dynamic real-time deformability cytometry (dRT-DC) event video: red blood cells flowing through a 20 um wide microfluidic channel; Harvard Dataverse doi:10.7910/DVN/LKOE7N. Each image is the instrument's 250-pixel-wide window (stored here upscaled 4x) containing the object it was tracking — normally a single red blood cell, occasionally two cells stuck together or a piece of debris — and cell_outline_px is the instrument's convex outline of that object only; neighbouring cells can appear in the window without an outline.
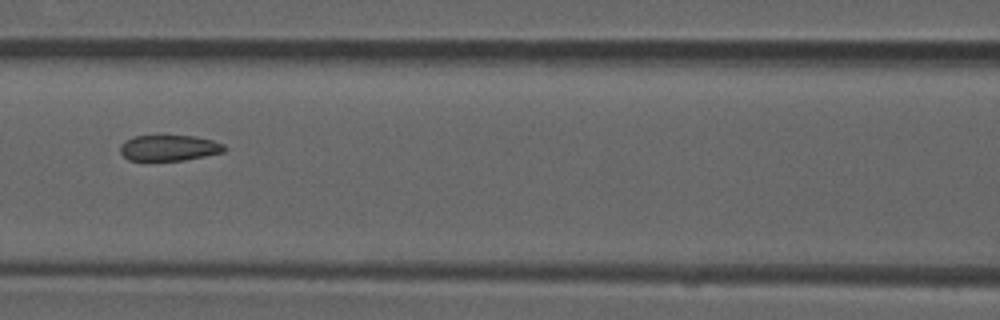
{"species": "common noctule bat (a hibernating species)", "species_latin": "Nyctalus noctula", "temperature_condition": "room temperature", "stored_images_in_passage": 5, "camera_frame_rate_fps": 3000, "um_per_image_px": 0.085, "animal": {"sex": "male", "forearm_length_mm": 52.5}, "frame": {"image": 1, "passage_image": 5, "time_ms": 1.333, "image_size_px": [1000, 320], "cell_outline_px": [[228, 148], [224, 152], [184, 160], [128, 160], [120, 152], [120, 144], [124, 140], [136, 136], [196, 136], [212, 140], [224, 144]], "centroid_in_image_um": [14.39, 12.57], "position_along_channel_um": 152.2, "area_um2": 15.66}}